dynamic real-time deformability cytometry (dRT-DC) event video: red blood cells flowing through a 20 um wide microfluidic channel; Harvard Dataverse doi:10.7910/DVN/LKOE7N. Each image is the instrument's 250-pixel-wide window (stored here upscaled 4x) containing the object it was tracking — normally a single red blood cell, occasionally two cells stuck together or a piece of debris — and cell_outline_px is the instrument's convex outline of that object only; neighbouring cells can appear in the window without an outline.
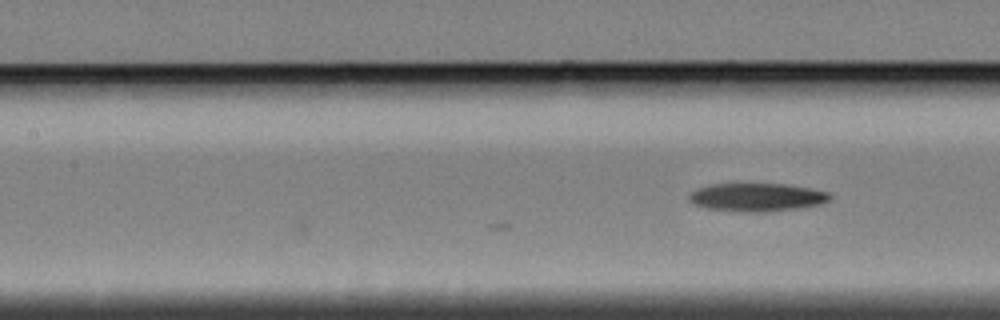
{"species": "Egyptian fruit bat (a non-hibernating species)", "species_latin": "Rousettus aegyptiacus", "temperature_condition": "cold", "stored_images_in_passage": 7, "camera_frame_rate_fps": 3000, "um_per_image_px": 0.085, "animal": {"sex": "female"}, "frame": {"image": 1, "passage_image": 7, "time_ms": 2.0, "image_size_px": [1000, 320], "cell_outline_px": [[832, 196], [828, 200], [820, 204], [796, 208], [768, 212], [736, 212], [708, 208], [696, 204], [688, 200], [688, 196], [696, 188], [708, 184], [784, 184], [808, 188], [828, 192]], "centroid_in_image_um": [64.29, 16.77], "position_along_channel_um": 143.1, "area_um2": 23.06}}